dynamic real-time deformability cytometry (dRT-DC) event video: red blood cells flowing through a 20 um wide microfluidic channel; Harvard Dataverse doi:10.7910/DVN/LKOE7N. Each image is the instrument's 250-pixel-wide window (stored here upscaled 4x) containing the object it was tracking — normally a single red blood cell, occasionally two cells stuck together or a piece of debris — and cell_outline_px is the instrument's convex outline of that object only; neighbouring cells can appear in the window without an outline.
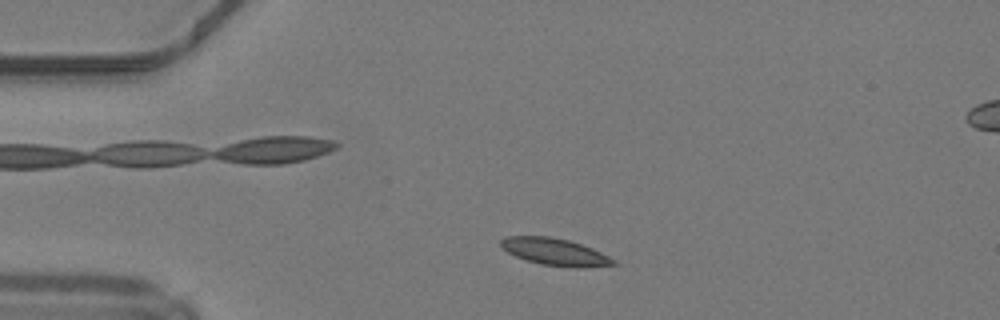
{"species": "common noctule bat (a hibernating species)", "species_latin": "Nyctalus noctula", "temperature_condition": "warm", "stored_images_in_passage": 43, "camera_frame_rate_fps": 3000, "um_per_image_px": 0.085, "animal": {"sex": "male", "body_mass_g": 19.2, "forearm_length_mm": 51.8}, "frame": {"image": 1, "passage_image": 5, "time_ms": 1.333, "image_size_px": [1000, 320], "cell_outline_px": [[620, 264], [584, 268], [568, 268], [540, 264], [516, 256], [508, 252], [500, 244], [500, 240], [504, 236], [548, 236], [568, 240], [592, 248], [616, 260]], "centroid_in_image_um": [47.21, 21.42], "position_along_channel_um": 37.8, "area_um2": 17.86}}
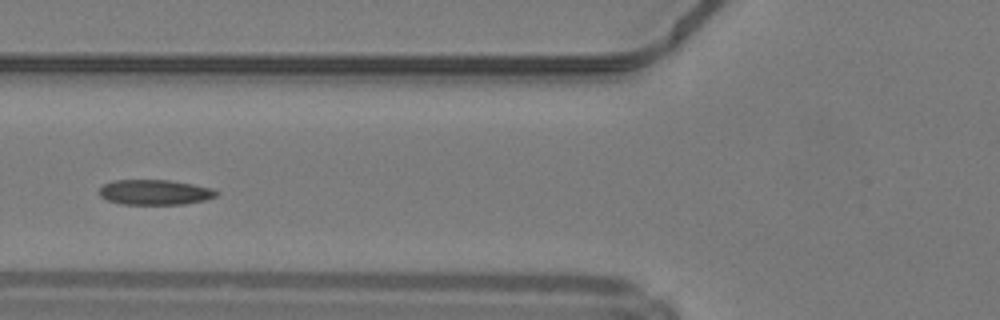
{"frame": {"image": 2, "passage_image": 13, "time_ms": 4.0, "image_size_px": [1000, 320], "cell_outline_px": [[220, 192], [216, 196], [204, 200], [184, 204], [120, 204], [108, 200], [100, 196], [100, 188], [104, 184], [112, 180], [172, 180], [212, 188]], "centroid_in_image_um": [13.17, 16.33], "position_along_channel_um": 112.6, "area_um2": 17.17}}
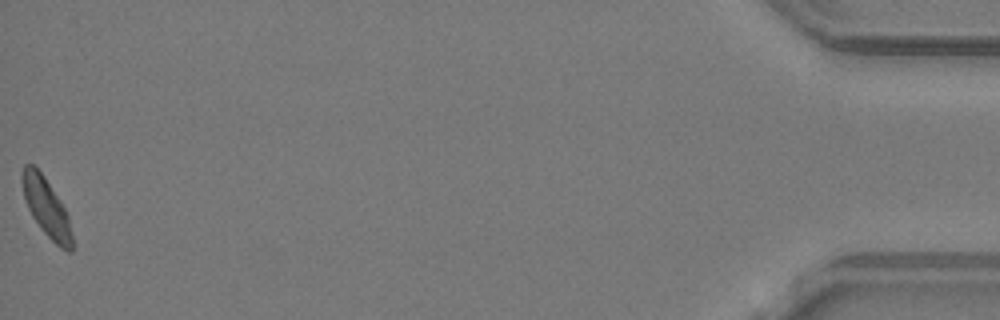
{"frame": {"image": 3, "passage_image": 43, "time_ms": 14.0, "image_size_px": [1000, 320], "cell_outline_px": [[72, 252], [68, 252], [60, 248], [40, 228], [32, 216], [28, 208], [24, 196], [20, 180], [20, 172], [24, 164], [32, 164], [44, 176], [60, 200], [68, 216], [72, 236]], "centroid_in_image_um": [3.91, 17.61], "position_along_channel_um": 431.3, "area_um2": 16.99}, "authors_computed_cell_mechanics": {"area_um2": 17.2244, "velocity_mm_per_s": 4.1912, "shape_relaxation_time_tau1_ms": 7.6276, "shape_relaxation_time_tau2_ms": 2.6629, "deformation_change_tau1": 0.1599, "deformation_change_tau2": 0.0724}}